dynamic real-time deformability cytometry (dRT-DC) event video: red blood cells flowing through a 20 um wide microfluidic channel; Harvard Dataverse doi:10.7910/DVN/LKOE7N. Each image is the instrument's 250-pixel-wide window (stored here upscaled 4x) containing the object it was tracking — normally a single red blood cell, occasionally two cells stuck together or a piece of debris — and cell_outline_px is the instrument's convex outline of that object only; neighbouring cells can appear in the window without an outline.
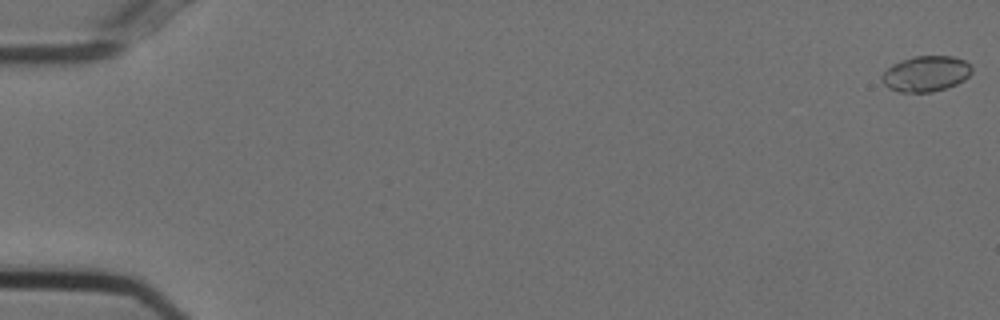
{"species": "Egyptian fruit bat (a non-hibernating species)", "species_latin": "Rousettus aegyptiacus", "temperature_condition": "cold", "stored_images_in_passage": 56, "camera_frame_rate_fps": 3000, "um_per_image_px": 0.085, "animal": {"sex": "female"}, "frame": {"image": 1, "passage_image": 1, "time_ms": 0.0, "image_size_px": [1000, 320], "cell_outline_px": [[972, 72], [964, 80], [956, 84], [932, 92], [900, 92], [888, 88], [880, 80], [880, 76], [892, 64], [900, 60], [912, 56], [952, 56], [964, 60], [972, 68]], "centroid_in_image_um": [78.66, 6.26], "position_along_channel_um": 6.3, "area_um2": 18.73}}
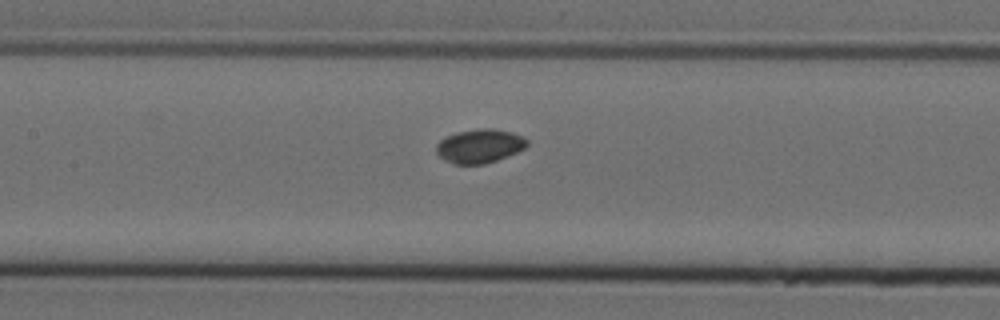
{"frame": {"image": 2, "passage_image": 27, "time_ms": 8.667, "image_size_px": [1000, 320], "cell_outline_px": [[528, 144], [524, 148], [516, 152], [496, 160], [484, 164], [456, 164], [444, 160], [436, 152], [436, 144], [440, 140], [456, 132], [480, 128], [496, 128], [512, 132], [528, 140]], "centroid_in_image_um": [40.76, 12.4], "position_along_channel_um": 166.6, "area_um2": 17.8}}
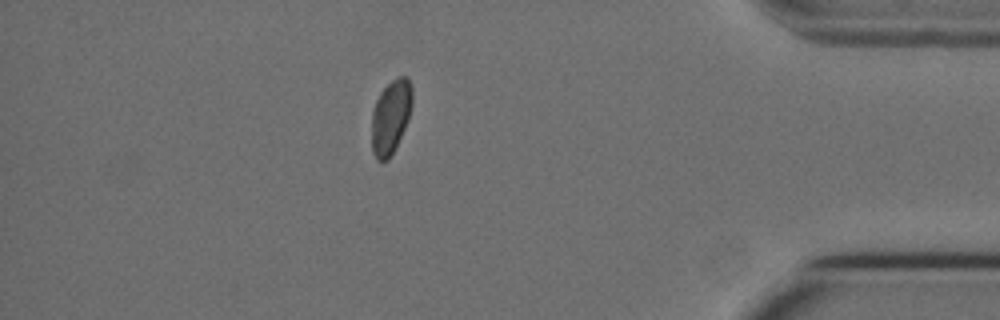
{"frame": {"image": 3, "passage_image": 49, "time_ms": 16.0, "image_size_px": [1000, 320], "cell_outline_px": [[412, 104], [408, 120], [388, 160], [376, 160], [372, 152], [372, 112], [376, 100], [380, 92], [396, 76], [408, 76], [412, 88]], "centroid_in_image_um": [33.21, 9.88], "position_along_channel_um": 402.0, "area_um2": 17.34}}